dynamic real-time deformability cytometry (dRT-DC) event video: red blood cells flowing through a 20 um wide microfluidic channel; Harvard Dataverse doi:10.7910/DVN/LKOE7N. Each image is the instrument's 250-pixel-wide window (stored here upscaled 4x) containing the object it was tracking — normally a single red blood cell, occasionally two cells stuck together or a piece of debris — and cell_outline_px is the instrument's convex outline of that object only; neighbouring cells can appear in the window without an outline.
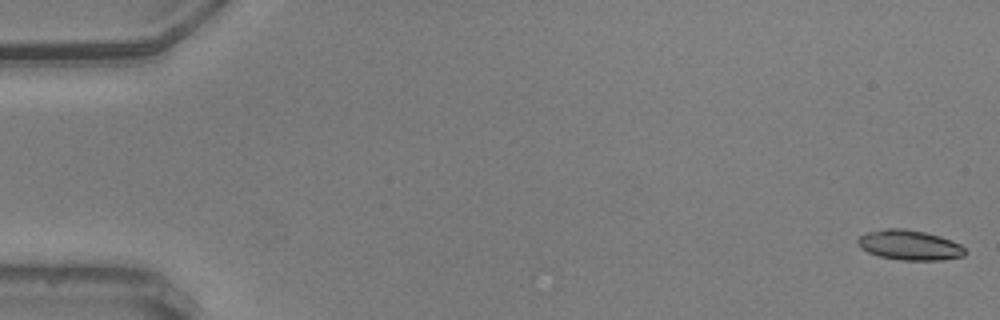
{"species": "common noctule bat (a hibernating species)", "species_latin": "Nyctalus noctula", "temperature_condition": "warm", "stored_images_in_passage": 19, "camera_frame_rate_fps": 3000, "um_per_image_px": 0.085, "animal": {"sex": "male", "body_mass_g": 20.5, "forearm_length_mm": 52.5}, "frame": {"image": 1, "passage_image": 1, "time_ms": 0.0, "image_size_px": [1000, 320], "cell_outline_px": [[968, 252], [964, 256], [940, 260], [900, 260], [880, 256], [868, 252], [860, 248], [856, 240], [860, 236], [868, 232], [888, 228], [904, 228], [924, 232], [940, 236], [952, 240], [960, 244]], "centroid_in_image_um": [77.33, 20.83], "position_along_channel_um": 7.7, "area_um2": 18.79}}
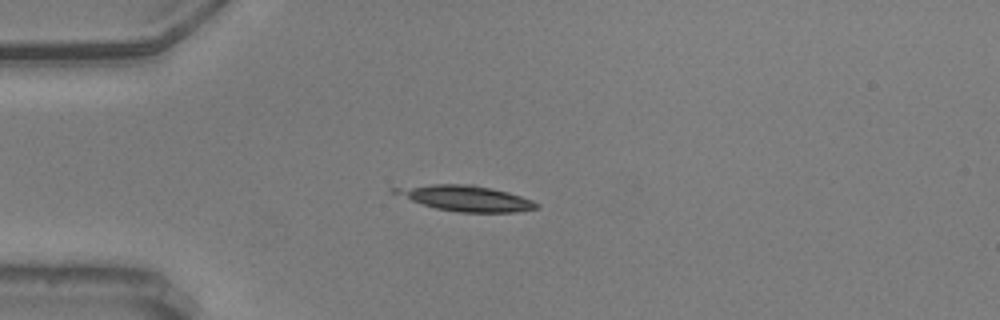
{"frame": {"image": 2, "passage_image": 15, "time_ms": 4.667, "image_size_px": [1000, 320], "cell_outline_px": [[540, 208], [516, 212], [456, 212], [436, 208], [388, 192], [388, 188], [432, 184], [472, 184], [492, 188], [508, 192], [532, 200], [540, 204]], "centroid_in_image_um": [39.58, 16.84], "position_along_channel_um": 45.4, "area_um2": 21.21}}